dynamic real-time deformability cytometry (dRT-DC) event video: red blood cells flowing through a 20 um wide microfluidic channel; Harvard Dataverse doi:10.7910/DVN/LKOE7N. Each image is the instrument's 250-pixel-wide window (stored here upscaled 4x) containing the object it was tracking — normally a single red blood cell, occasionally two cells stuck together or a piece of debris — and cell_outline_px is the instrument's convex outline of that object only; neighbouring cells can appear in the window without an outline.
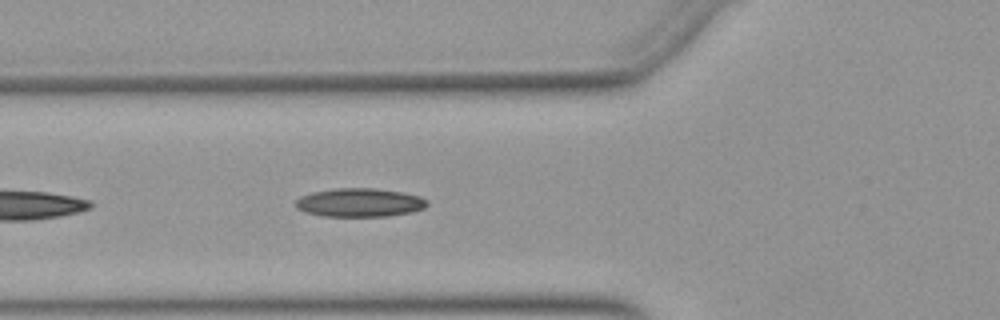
{"species": "Egyptian fruit bat (a non-hibernating species)", "species_latin": "Rousettus aegyptiacus", "temperature_condition": "warm", "stored_images_in_passage": 14, "camera_frame_rate_fps": 3000, "um_per_image_px": 0.085, "animal": {"sex": "female"}, "frame": {"image": 1, "passage_image": 5, "time_ms": 1.333, "image_size_px": [1000, 320], "cell_outline_px": [[428, 204], [424, 208], [412, 212], [388, 216], [324, 216], [304, 212], [296, 208], [292, 204], [300, 196], [312, 192], [336, 188], [376, 188], [404, 192], [420, 196], [428, 200]], "centroid_in_image_um": [30.56, 17.21], "position_along_channel_um": 95.2, "area_um2": 22.2}}
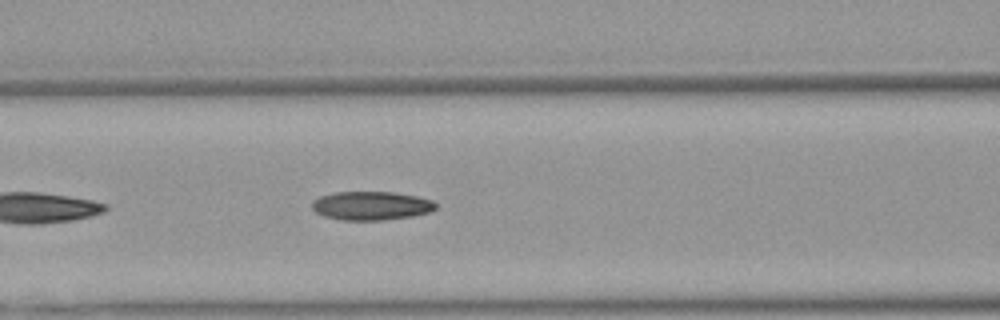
{"frame": {"image": 2, "passage_image": 8, "time_ms": 2.333, "image_size_px": [1000, 320], "cell_outline_px": [[436, 208], [432, 212], [412, 216], [384, 220], [340, 220], [324, 216], [316, 212], [312, 208], [312, 200], [320, 196], [336, 192], [396, 192], [416, 196], [432, 200], [436, 204]], "centroid_in_image_um": [31.56, 17.49], "position_along_channel_um": 135.0, "area_um2": 20.81}}
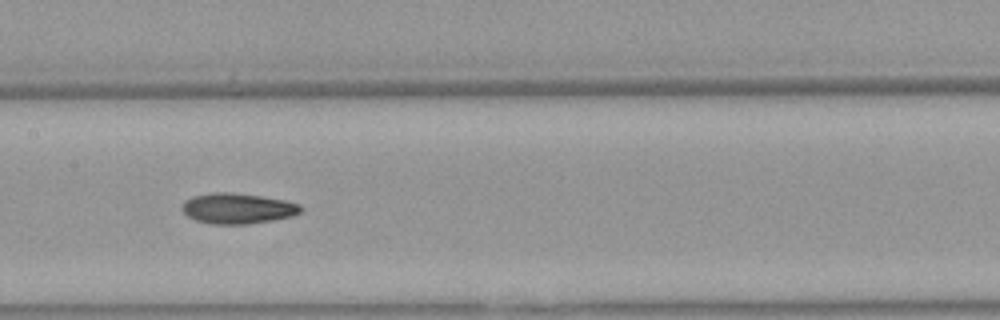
{"frame": {"image": 3, "passage_image": 12, "time_ms": 3.667, "image_size_px": [1000, 320], "cell_outline_px": [[304, 208], [300, 212], [292, 216], [272, 220], [248, 224], [212, 224], [196, 220], [188, 216], [180, 208], [184, 200], [192, 196], [216, 192], [232, 192], [260, 196], [284, 200], [300, 204]], "centroid_in_image_um": [20.18, 17.71], "position_along_channel_um": 187.2, "area_um2": 21.15}}